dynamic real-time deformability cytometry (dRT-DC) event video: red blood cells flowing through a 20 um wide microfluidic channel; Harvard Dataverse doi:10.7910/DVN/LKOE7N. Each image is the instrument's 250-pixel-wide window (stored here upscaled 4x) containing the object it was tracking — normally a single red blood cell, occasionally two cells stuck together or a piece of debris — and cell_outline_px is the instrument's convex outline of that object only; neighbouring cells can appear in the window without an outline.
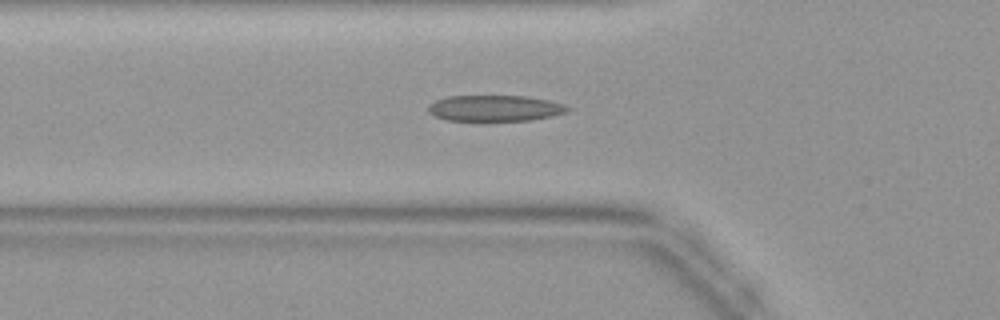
{"species": "common noctule bat (a hibernating species)", "species_latin": "Nyctalus noctula", "temperature_condition": "warm", "stored_images_in_passage": 30, "camera_frame_rate_fps": 3000, "um_per_image_px": 0.085, "animal": {"sex": "female", "body_mass_g": 19.9}, "frame": {"image": 1, "passage_image": 8, "time_ms": 2.333, "image_size_px": [1000, 320], "cell_outline_px": [[572, 108], [568, 112], [552, 116], [532, 120], [484, 124], [444, 120], [428, 112], [428, 104], [436, 100], [448, 96], [528, 96], [548, 100], [564, 104]], "centroid_in_image_um": [42.05, 9.25], "position_along_channel_um": 83.7, "area_um2": 22.43}}
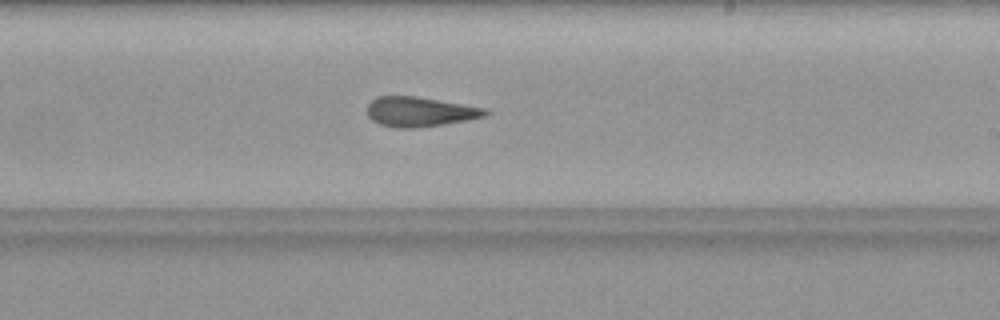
{"frame": {"image": 2, "passage_image": 19, "time_ms": 6.0, "image_size_px": [1000, 320], "cell_outline_px": [[492, 112], [488, 116], [468, 120], [444, 124], [412, 128], [396, 128], [380, 124], [372, 120], [368, 116], [368, 104], [376, 96], [416, 96], [488, 108]], "centroid_in_image_um": [35.75, 9.49], "position_along_channel_um": 253.2, "area_um2": 20.69}}